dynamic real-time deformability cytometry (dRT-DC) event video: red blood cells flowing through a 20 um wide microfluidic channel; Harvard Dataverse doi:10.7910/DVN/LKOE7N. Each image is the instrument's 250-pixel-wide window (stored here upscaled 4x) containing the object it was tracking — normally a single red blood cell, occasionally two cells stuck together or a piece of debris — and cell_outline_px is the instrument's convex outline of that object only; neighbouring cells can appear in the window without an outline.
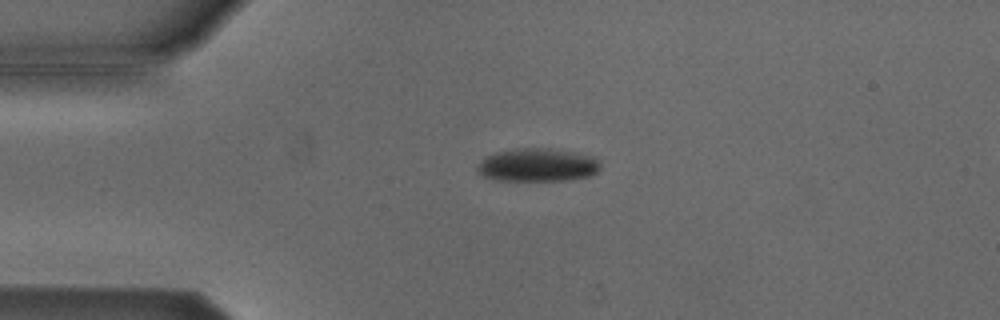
{"species": "Egyptian fruit bat (a non-hibernating species)", "species_latin": "Rousettus aegyptiacus", "temperature_condition": "cold", "stored_images_in_passage": 44, "camera_frame_rate_fps": 3000, "um_per_image_px": 0.085, "animal": {"sex": "male"}, "frame": {"image": 1, "passage_image": 3, "time_ms": 0.667, "image_size_px": [1000, 320], "cell_outline_px": [[600, 168], [596, 172], [588, 176], [564, 180], [500, 180], [484, 176], [476, 168], [480, 160], [496, 152], [516, 148], [548, 148], [596, 156], [600, 160]], "centroid_in_image_um": [45.72, 14.01], "position_along_channel_um": 39.3, "area_um2": 23.64}}
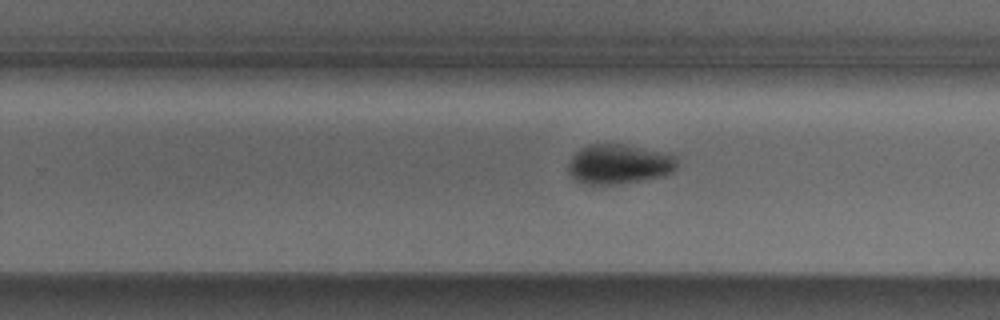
{"frame": {"image": 2, "passage_image": 24, "time_ms": 7.667, "image_size_px": [1000, 320], "cell_outline_px": [[676, 168], [672, 172], [664, 176], [620, 184], [588, 184], [576, 180], [568, 172], [568, 164], [572, 156], [580, 148], [588, 144], [624, 144], [672, 152], [676, 156]], "centroid_in_image_um": [52.66, 13.93], "position_along_channel_um": 277.1, "area_um2": 25.61}}
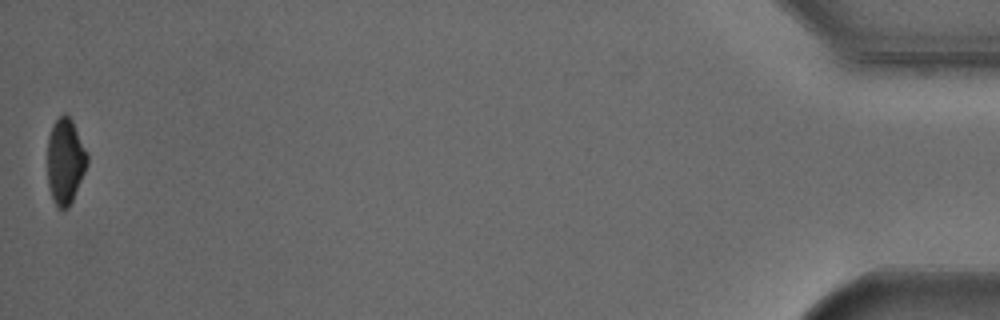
{"frame": {"image": 3, "passage_image": 44, "time_ms": 14.333, "image_size_px": [1000, 320], "cell_outline_px": [[88, 164], [72, 200], [68, 208], [60, 208], [56, 204], [52, 196], [48, 184], [48, 136], [52, 124], [64, 112], [72, 120], [88, 152]], "centroid_in_image_um": [5.56, 13.65], "position_along_channel_um": 429.6, "area_um2": 19.77}, "authors_computed_cell_mechanics": {"area_um2": 24.4783, "velocity_mm_per_s": 3.7966, "shape_relaxation_time_tau1_ms": 6.1344, "shape_relaxation_time_tau2_ms": null, "deformation_change_tau1": 0.1207, "deformation_change_tau2": null}}